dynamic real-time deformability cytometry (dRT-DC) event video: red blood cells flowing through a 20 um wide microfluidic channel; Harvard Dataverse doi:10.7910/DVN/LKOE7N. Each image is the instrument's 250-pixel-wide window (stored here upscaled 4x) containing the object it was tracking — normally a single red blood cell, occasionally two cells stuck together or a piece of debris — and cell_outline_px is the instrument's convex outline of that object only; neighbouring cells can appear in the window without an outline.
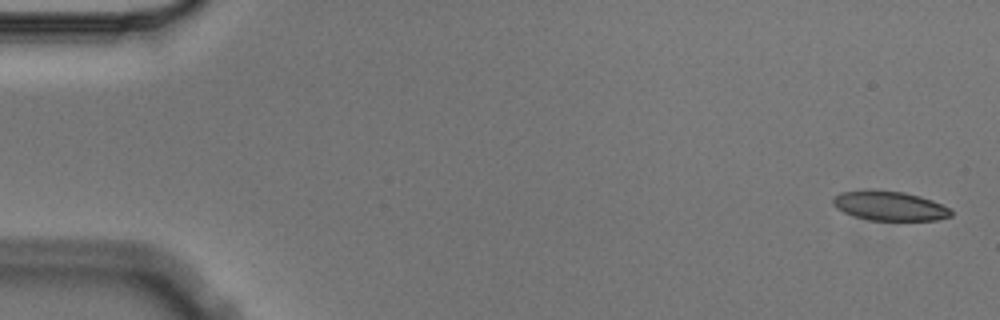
{"species": "Egyptian fruit bat (a non-hibernating species)", "species_latin": "Rousettus aegyptiacus", "temperature_condition": "cold", "stored_images_in_passage": 5, "camera_frame_rate_fps": 3000, "um_per_image_px": 0.085, "animal": {"sex": "male"}, "frame": {"image": 1, "passage_image": 1, "time_ms": 0.0, "image_size_px": [1000, 320], "cell_outline_px": [[952, 216], [936, 220], [868, 220], [844, 212], [836, 208], [832, 204], [832, 196], [840, 192], [864, 188], [904, 192], [920, 196], [932, 200], [952, 208]], "centroid_in_image_um": [75.58, 17.47], "position_along_channel_um": 9.4, "area_um2": 20.69}}
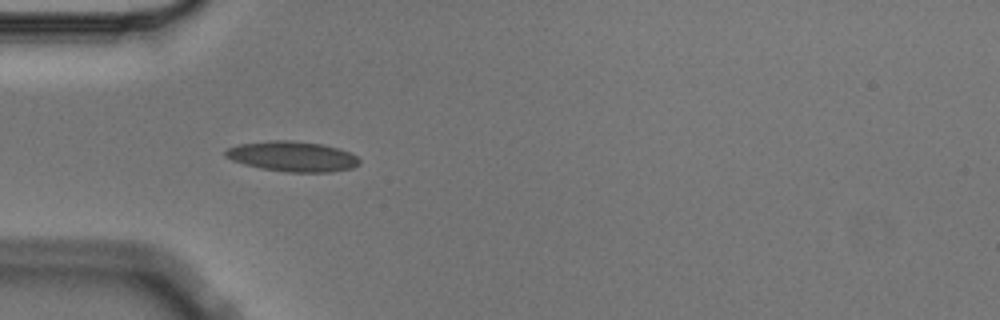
{"frame": {"image": 2, "passage_image": 5, "time_ms": 1.333, "image_size_px": [1000, 320], "cell_outline_px": [[360, 164], [352, 168], [332, 172], [288, 172], [260, 168], [244, 164], [232, 160], [224, 156], [224, 152], [228, 148], [240, 144], [272, 140], [288, 140], [324, 144], [348, 152], [356, 156], [360, 160]], "centroid_in_image_um": [24.86, 13.3], "position_along_channel_um": 60.1, "area_um2": 23.52}}